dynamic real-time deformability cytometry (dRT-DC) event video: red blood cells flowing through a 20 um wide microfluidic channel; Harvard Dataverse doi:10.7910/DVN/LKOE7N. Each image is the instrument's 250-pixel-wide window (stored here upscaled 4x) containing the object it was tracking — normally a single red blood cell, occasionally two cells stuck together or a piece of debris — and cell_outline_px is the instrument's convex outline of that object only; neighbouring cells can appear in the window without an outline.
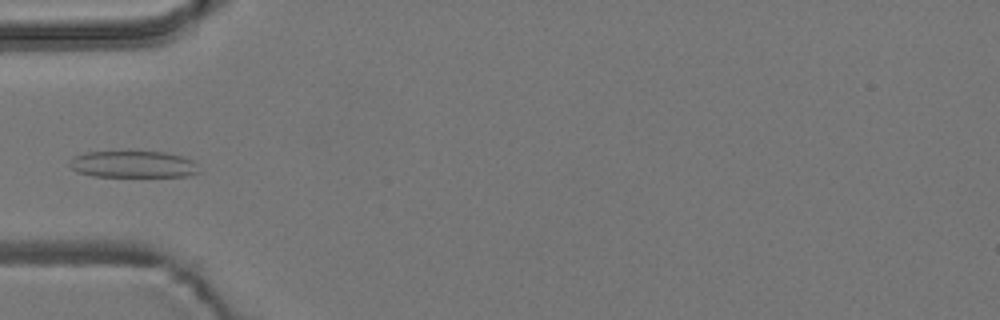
{"species": "common noctule bat (a hibernating species)", "species_latin": "Nyctalus noctula", "temperature_condition": "room temperature", "stored_images_in_passage": 10, "camera_frame_rate_fps": 3000, "um_per_image_px": 0.085, "animal": {"sex": "male", "body_mass_g": 19.2, "forearm_length_mm": 51.8}, "frame": {"image": 1, "passage_image": 7, "time_ms": 7.667, "image_size_px": [1000, 320], "cell_outline_px": [[200, 172], [188, 176], [92, 176], [76, 172], [68, 164], [76, 156], [84, 152], [164, 152], [184, 156], [192, 160], [196, 164]], "centroid_in_image_um": [11.34, 13.97], "position_along_channel_um": 73.7, "area_um2": 20.06}}
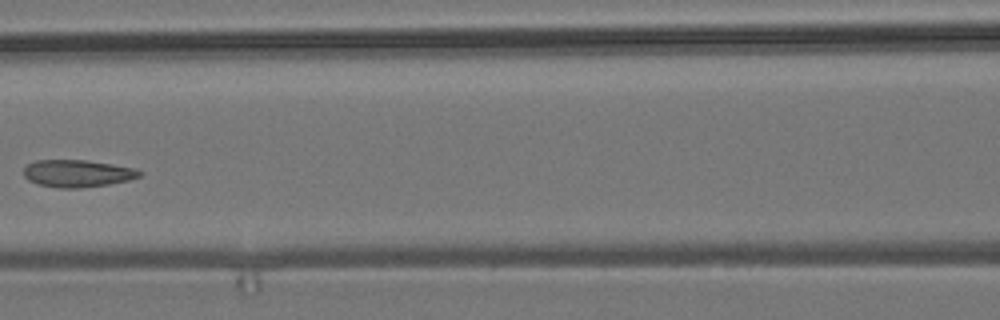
{"frame": {"image": 2, "passage_image": 9, "time_ms": 10.0, "image_size_px": [1000, 320], "cell_outline_px": [[144, 172], [140, 176], [128, 180], [108, 184], [80, 188], [60, 188], [36, 184], [28, 180], [24, 176], [24, 168], [28, 164], [36, 160], [88, 160], [136, 168]], "centroid_in_image_um": [6.58, 14.74], "position_along_channel_um": 160.0, "area_um2": 18.5}}
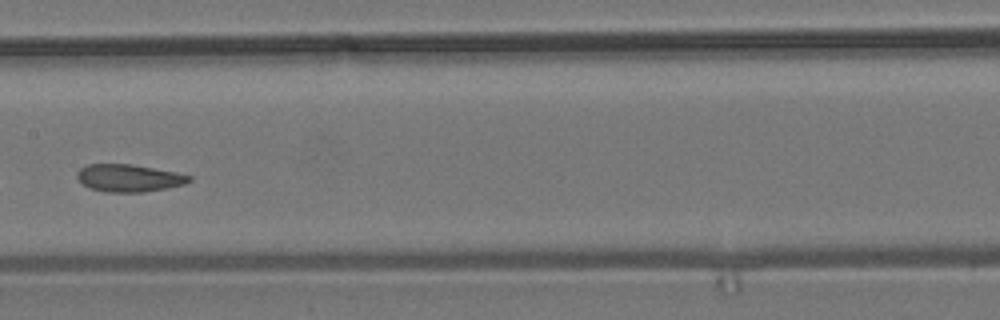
{"frame": {"image": 3, "passage_image": 10, "time_ms": 11.0, "image_size_px": [1000, 320], "cell_outline_px": [[192, 180], [184, 184], [168, 188], [140, 192], [108, 192], [88, 188], [76, 176], [76, 172], [80, 168], [88, 164], [132, 164], [176, 172], [192, 176]], "centroid_in_image_um": [10.96, 15.13], "position_along_channel_um": 196.4, "area_um2": 17.92}}